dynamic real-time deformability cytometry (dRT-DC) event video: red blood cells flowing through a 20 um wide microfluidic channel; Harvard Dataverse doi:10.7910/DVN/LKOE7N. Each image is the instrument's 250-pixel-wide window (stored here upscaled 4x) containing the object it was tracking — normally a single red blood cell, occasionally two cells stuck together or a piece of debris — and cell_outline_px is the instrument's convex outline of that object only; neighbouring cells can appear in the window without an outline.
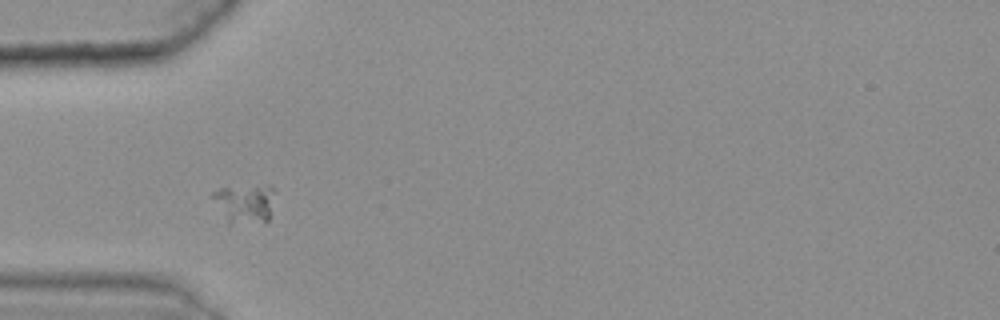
{"species": "common noctule bat (a hibernating species)", "species_latin": "Nyctalus noctula", "temperature_condition": "warm", "stored_images_in_passage": 37, "camera_frame_rate_fps": 3000, "um_per_image_px": 0.085, "animal": {"sex": "female", "body_mass_g": 25.1}, "frame": {"image": 1, "passage_image": 8, "time_ms": 2.333, "image_size_px": [1000, 320], "cell_outline_px": [[276, 192], [268, 220], [264, 224], [228, 224], [208, 196], [212, 192], [220, 188], [268, 184], [272, 184]], "centroid_in_image_um": [20.8, 17.3], "position_along_channel_um": 64.2, "area_um2": 15.09}}
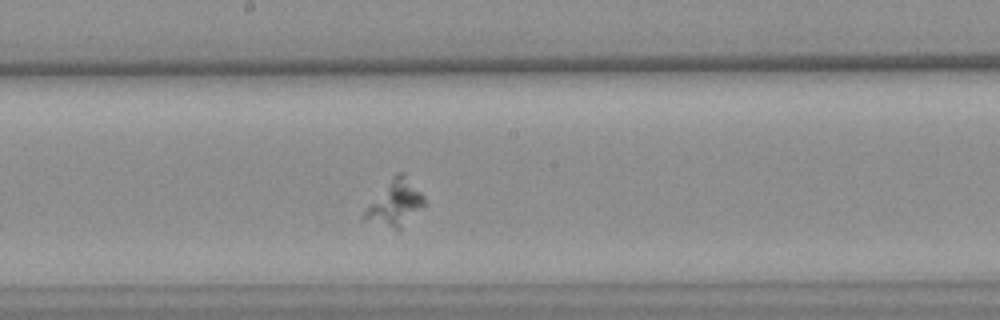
{"frame": {"image": 2, "passage_image": 21, "time_ms": 6.667, "image_size_px": [1000, 320], "cell_outline_px": [[424, 204], [400, 228], [396, 228], [364, 220], [364, 212], [396, 172], [400, 172], [424, 196]], "centroid_in_image_um": [33.58, 17.26], "position_along_channel_um": 214.6, "area_um2": 14.57}}
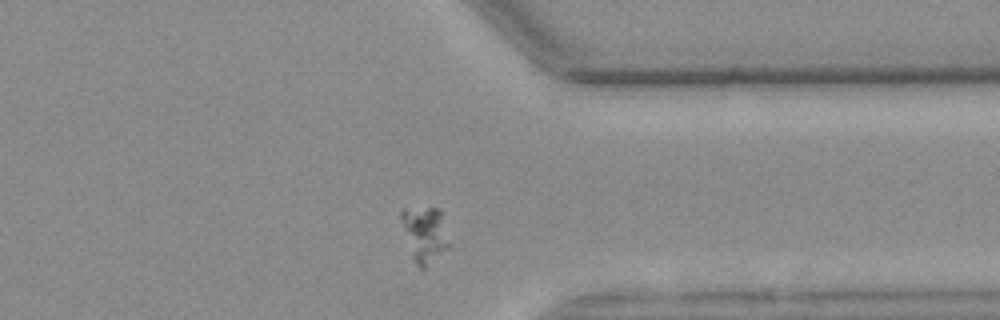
{"frame": {"image": 3, "passage_image": 35, "time_ms": 11.333, "image_size_px": [1000, 320], "cell_outline_px": [[452, 244], [448, 248], [424, 268], [420, 268], [416, 264], [412, 256], [400, 216], [400, 212], [404, 208], [436, 208], [440, 212]], "centroid_in_image_um": [36.13, 19.9], "position_along_channel_um": 375.3, "area_um2": 15.26}}